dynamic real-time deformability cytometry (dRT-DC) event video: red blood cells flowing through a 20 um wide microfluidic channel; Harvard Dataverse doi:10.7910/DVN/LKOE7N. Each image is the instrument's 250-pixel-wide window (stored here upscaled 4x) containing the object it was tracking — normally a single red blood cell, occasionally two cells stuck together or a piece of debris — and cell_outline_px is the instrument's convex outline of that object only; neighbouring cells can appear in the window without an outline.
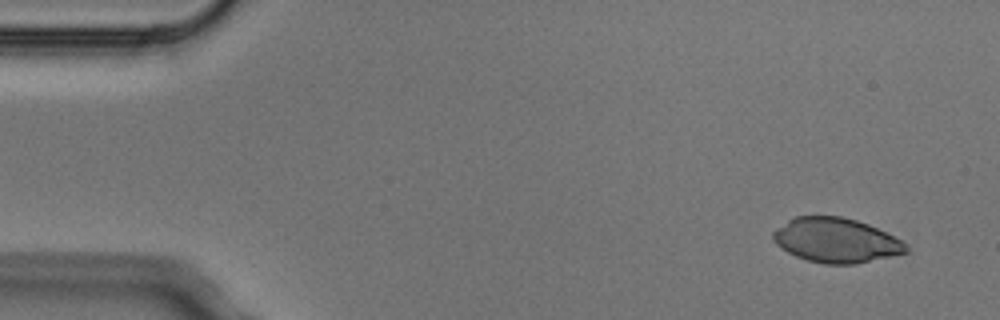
{"species": "Egyptian fruit bat (a non-hibernating species)", "species_latin": "Rousettus aegyptiacus", "temperature_condition": "cold", "stored_images_in_passage": 4, "camera_frame_rate_fps": 3000, "um_per_image_px": 0.085, "animal": {"sex": "male"}, "frame": {"image": 1, "passage_image": 1, "time_ms": 0.0, "image_size_px": [1000, 320], "cell_outline_px": [[908, 252], [856, 264], [824, 264], [808, 260], [796, 256], [780, 248], [776, 244], [772, 236], [772, 232], [776, 228], [788, 220], [796, 216], [840, 216], [856, 220], [868, 224], [900, 240], [908, 248]], "centroid_in_image_um": [71.02, 20.43], "position_along_channel_um": 14.0, "area_um2": 34.28}}